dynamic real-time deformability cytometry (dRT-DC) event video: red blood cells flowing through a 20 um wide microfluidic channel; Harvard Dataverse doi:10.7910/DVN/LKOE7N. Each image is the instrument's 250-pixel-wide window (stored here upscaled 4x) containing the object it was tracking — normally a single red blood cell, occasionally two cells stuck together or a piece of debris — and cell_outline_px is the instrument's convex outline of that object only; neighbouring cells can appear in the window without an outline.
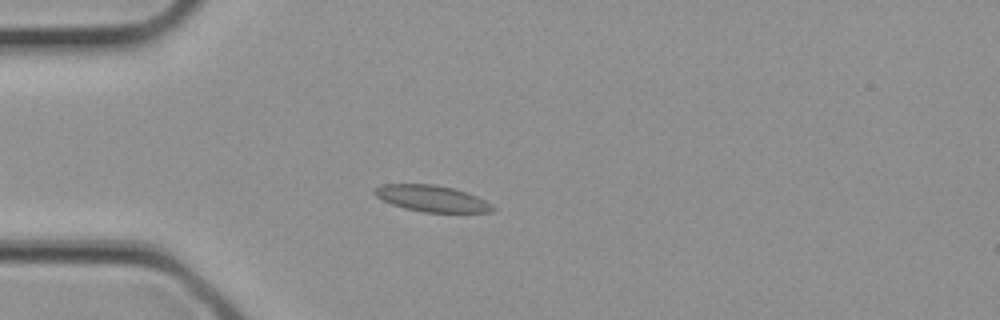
{"species": "common noctule bat (a hibernating species)", "species_latin": "Nyctalus noctula", "temperature_condition": "cold", "stored_images_in_passage": 3, "camera_frame_rate_fps": 3000, "um_per_image_px": 0.085, "animal": {"sex": "female", "body_mass_g": 21.9}, "frame": {"image": 1, "passage_image": 3, "time_ms": 0.667, "image_size_px": [1000, 320], "cell_outline_px": [[496, 208], [492, 212], [424, 212], [404, 208], [392, 204], [376, 196], [372, 192], [372, 188], [380, 184], [436, 184], [468, 192], [492, 204]], "centroid_in_image_um": [36.68, 16.86], "position_along_channel_um": 48.3, "area_um2": 18.21}}